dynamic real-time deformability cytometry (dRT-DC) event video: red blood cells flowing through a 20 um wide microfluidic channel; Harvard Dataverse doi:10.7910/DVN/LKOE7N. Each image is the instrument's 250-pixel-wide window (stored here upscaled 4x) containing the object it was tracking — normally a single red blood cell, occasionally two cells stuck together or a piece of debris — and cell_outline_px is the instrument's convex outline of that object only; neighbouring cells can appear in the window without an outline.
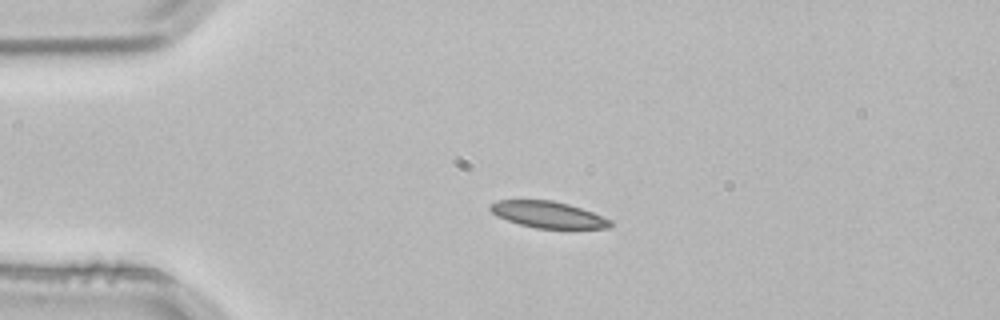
{"species": "common noctule bat (a hibernating species)", "species_latin": "Nyctalus noctula", "temperature_condition": "room temperature", "stored_images_in_passage": 4, "camera_frame_rate_fps": 3000, "um_per_image_px": 0.085, "animal": {"sex": "male", "body_mass_g": 21.5, "forearm_length_mm": 52.0}, "frame": {"image": 1, "passage_image": 3, "time_ms": 0.667, "image_size_px": [1000, 320], "cell_outline_px": [[612, 224], [608, 228], [536, 228], [520, 224], [496, 216], [488, 208], [488, 204], [496, 200], [552, 200], [568, 204], [592, 212], [612, 220]], "centroid_in_image_um": [46.54, 18.23], "position_along_channel_um": 38.5, "area_um2": 18.44}}